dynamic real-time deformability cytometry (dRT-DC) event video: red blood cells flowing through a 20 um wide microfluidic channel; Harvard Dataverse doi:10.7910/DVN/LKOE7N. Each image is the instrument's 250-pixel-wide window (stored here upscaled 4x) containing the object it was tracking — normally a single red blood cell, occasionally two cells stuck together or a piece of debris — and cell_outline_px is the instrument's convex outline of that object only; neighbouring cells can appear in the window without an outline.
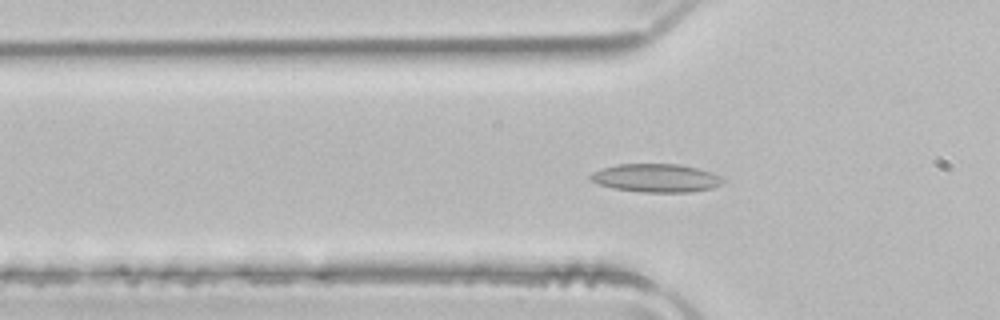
{"species": "common noctule bat (a hibernating species)", "species_latin": "Nyctalus noctula", "temperature_condition": "room temperature", "stored_images_in_passage": 48, "camera_frame_rate_fps": 3000, "um_per_image_px": 0.085, "animal": {"sex": "male", "body_mass_g": 21.5, "forearm_length_mm": 52.0}, "frame": {"image": 1, "passage_image": 13, "time_ms": 4.0, "image_size_px": [1000, 320], "cell_outline_px": [[724, 180], [720, 184], [712, 188], [692, 192], [640, 192], [612, 188], [600, 184], [592, 180], [588, 176], [592, 172], [616, 164], [676, 164], [696, 168], [712, 172], [720, 176]], "centroid_in_image_um": [55.76, 15.13], "position_along_channel_um": 70.0, "area_um2": 21.73}}
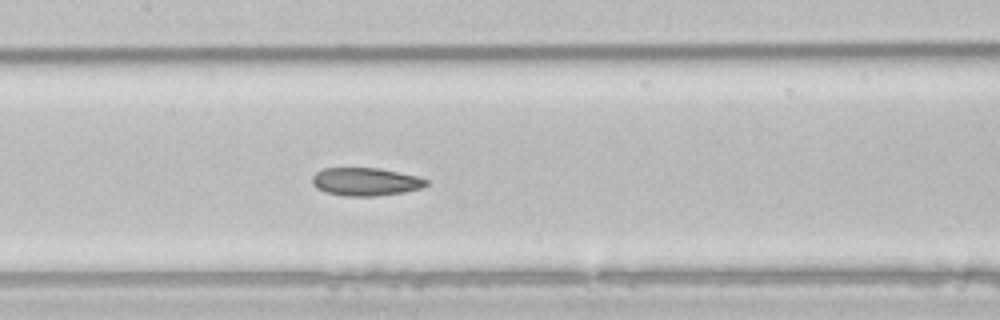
{"frame": {"image": 2, "passage_image": 21, "time_ms": 6.667, "image_size_px": [1000, 320], "cell_outline_px": [[428, 184], [420, 188], [404, 192], [376, 196], [344, 196], [328, 192], [316, 188], [312, 184], [312, 176], [316, 172], [324, 168], [380, 168], [416, 176], [428, 180]], "centroid_in_image_um": [31.06, 15.44], "position_along_channel_um": 176.3, "area_um2": 18.55}}
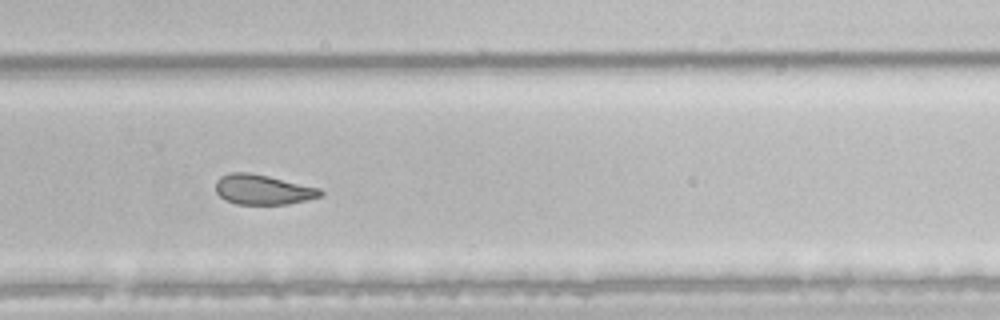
{"frame": {"image": 3, "passage_image": 31, "time_ms": 10.0, "image_size_px": [1000, 320], "cell_outline_px": [[324, 192], [320, 196], [308, 200], [288, 204], [236, 204], [224, 200], [216, 192], [216, 180], [220, 176], [232, 172], [248, 172], [268, 176], [320, 188]], "centroid_in_image_um": [22.33, 16.12], "position_along_channel_um": 307.5, "area_um2": 18.32}, "authors_computed_cell_mechanics": {"area_um2": 20.519, "velocity_mm_per_s": 3.958, "shape_relaxation_time_tau1_ms": 8.1884, "shape_relaxation_time_tau2_ms": 2.95, "deformation_change_tau1": 0.1788, "deformation_change_tau2": 0.0928}}